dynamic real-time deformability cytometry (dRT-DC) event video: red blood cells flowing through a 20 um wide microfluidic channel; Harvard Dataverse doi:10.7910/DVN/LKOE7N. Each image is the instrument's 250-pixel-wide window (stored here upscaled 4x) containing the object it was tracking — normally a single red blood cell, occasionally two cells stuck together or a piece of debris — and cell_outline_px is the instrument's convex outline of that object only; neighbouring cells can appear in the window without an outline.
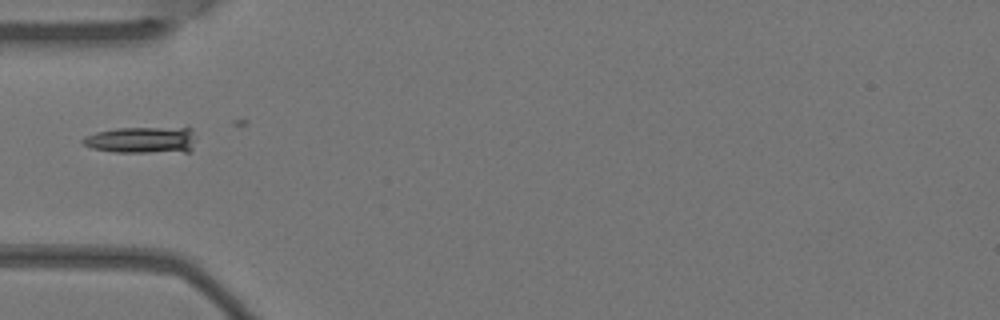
{"species": "Egyptian fruit bat (a non-hibernating species)", "species_latin": "Rousettus aegyptiacus", "temperature_condition": "warm", "stored_images_in_passage": 5, "camera_frame_rate_fps": 3000, "um_per_image_px": 0.085, "animal": {"sex": "female"}, "frame": {"image": 1, "passage_image": 3, "time_ms": 0.667, "image_size_px": [1000, 320], "cell_outline_px": [[192, 152], [116, 152], [92, 148], [84, 144], [80, 140], [84, 136], [96, 132], [116, 128], [192, 128]], "centroid_in_image_um": [12.02, 11.9], "position_along_channel_um": 73.0, "area_um2": 17.34}}
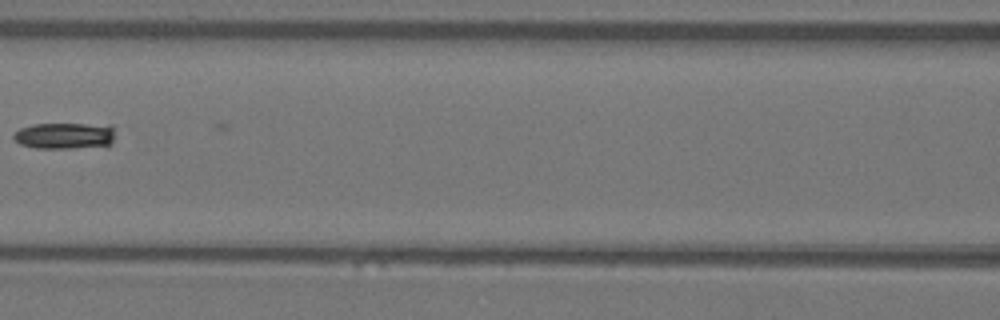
{"frame": {"image": 2, "passage_image": 5, "time_ms": 1.333, "image_size_px": [1000, 320], "cell_outline_px": [[112, 144], [108, 148], [36, 148], [20, 144], [12, 136], [20, 128], [36, 124], [112, 124]], "centroid_in_image_um": [5.58, 11.56], "position_along_channel_um": 161.0, "area_um2": 15.9}}